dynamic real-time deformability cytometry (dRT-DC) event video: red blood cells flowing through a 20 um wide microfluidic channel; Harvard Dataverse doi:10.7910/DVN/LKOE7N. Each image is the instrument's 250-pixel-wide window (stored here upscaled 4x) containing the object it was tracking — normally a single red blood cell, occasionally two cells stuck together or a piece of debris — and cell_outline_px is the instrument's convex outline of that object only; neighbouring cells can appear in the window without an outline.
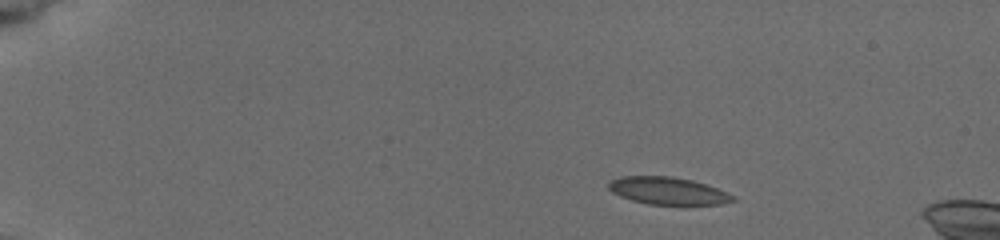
{"species": "common noctule bat (a hibernating species)", "species_latin": "Nyctalus noctula", "temperature_condition": "cold", "stored_images_in_passage": 7, "camera_frame_rate_fps": 3000, "um_per_image_px": 0.085, "animal": {"sex": "female", "body_mass_g": 19.5, "forearm_length_mm": 54.1}, "frame": {"image": 1, "passage_image": 2, "time_ms": 1.333, "image_size_px": [1000, 240], "cell_outline_px": [[736, 200], [720, 204], [648, 204], [632, 200], [620, 196], [612, 192], [608, 188], [608, 180], [620, 176], [672, 176], [692, 180], [716, 188], [736, 196]], "centroid_in_image_um": [56.73, 16.21], "position_along_channel_um": 28.3, "area_um2": 19.77}}
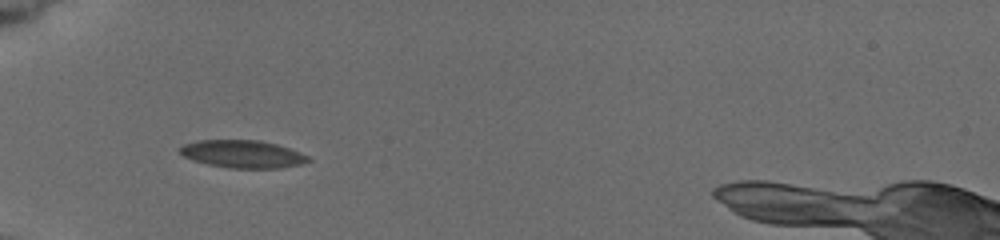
{"frame": {"image": 2, "passage_image": 6, "time_ms": 4.667, "image_size_px": [1000, 240], "cell_outline_px": [[312, 160], [300, 164], [280, 168], [228, 168], [208, 164], [192, 160], [184, 156], [176, 148], [184, 144], [196, 140], [260, 140], [276, 144], [300, 152], [308, 156]], "centroid_in_image_um": [20.59, 13.09], "position_along_channel_um": 64.4, "area_um2": 20.75}}